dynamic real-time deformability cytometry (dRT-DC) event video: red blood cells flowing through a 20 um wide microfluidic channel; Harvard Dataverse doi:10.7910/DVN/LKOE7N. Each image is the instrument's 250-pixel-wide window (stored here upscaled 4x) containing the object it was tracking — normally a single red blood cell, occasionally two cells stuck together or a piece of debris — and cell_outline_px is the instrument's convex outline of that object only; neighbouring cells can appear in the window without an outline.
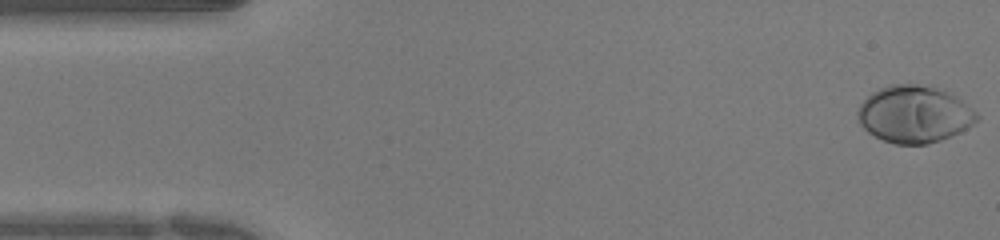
{"species": "human", "species_latin": "Homo sapiens", "temperature_condition": "warm", "stored_images_in_passage": 50, "camera_frame_rate_fps": 3000, "um_per_image_px": 0.085, "donor": {"sex": "female"}, "frame": {"image": 1, "passage_image": 1, "time_ms": 0.0, "image_size_px": [1000, 240], "cell_outline_px": [[980, 116], [972, 124], [960, 132], [952, 136], [928, 144], [896, 144], [884, 140], [868, 132], [856, 120], [856, 112], [860, 104], [872, 92], [880, 88], [892, 84], [916, 84], [932, 88], [956, 96], [972, 108]], "centroid_in_image_um": [77.68, 9.72], "position_along_channel_um": 7.3, "area_um2": 39.3}}
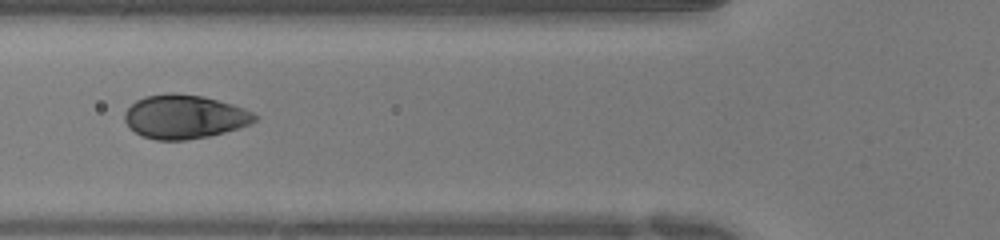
{"frame": {"image": 2, "passage_image": 18, "time_ms": 5.667, "image_size_px": [1000, 240], "cell_outline_px": [[260, 116], [252, 124], [240, 128], [208, 136], [184, 140], [156, 140], [144, 136], [136, 132], [124, 120], [124, 112], [136, 100], [144, 96], [168, 92], [172, 92], [204, 96], [232, 104], [244, 108]], "centroid_in_image_um": [15.71, 9.91], "position_along_channel_um": 110.1, "area_um2": 33.35}}
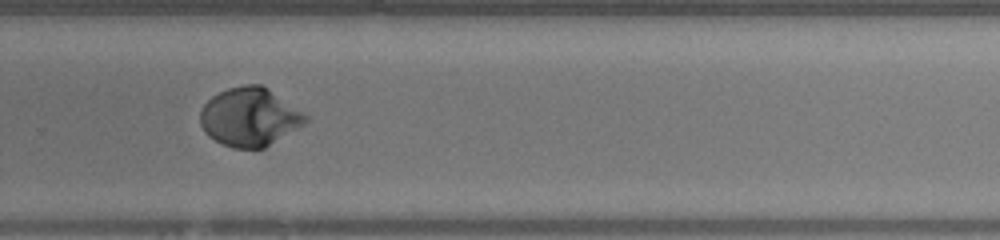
{"frame": {"image": 3, "passage_image": 33, "time_ms": 10.667, "image_size_px": [1000, 240], "cell_outline_px": [[308, 120], [304, 124], [264, 148], [232, 148], [220, 144], [208, 136], [204, 132], [200, 124], [200, 112], [204, 104], [212, 96], [228, 88], [244, 84], [260, 84], [268, 88], [308, 116]], "centroid_in_image_um": [21.18, 9.95], "position_along_channel_um": 308.6, "area_um2": 35.78}, "authors_computed_cell_mechanics": {"area_um2": 35.0557, "velocity_mm_per_s": 3.9813, "shape_relaxation_time_tau1_ms": 3.4004, "shape_relaxation_time_tau2_ms": null, "deformation_change_tau1": 0.2052, "deformation_change_tau2": null}}